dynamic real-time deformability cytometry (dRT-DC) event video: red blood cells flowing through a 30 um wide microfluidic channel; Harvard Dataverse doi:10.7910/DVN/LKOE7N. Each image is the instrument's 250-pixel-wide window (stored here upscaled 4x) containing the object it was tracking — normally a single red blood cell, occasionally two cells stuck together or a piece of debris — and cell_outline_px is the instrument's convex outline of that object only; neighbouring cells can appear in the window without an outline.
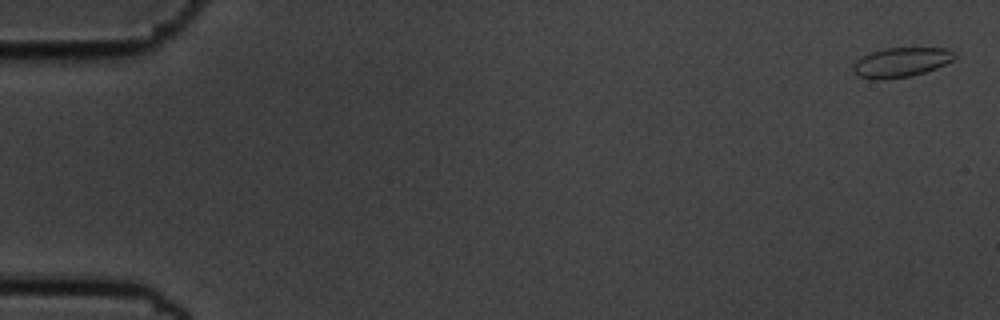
{"species": "common noctule bat (a hibernating species)", "species_latin": "Nyctalus noctula", "temperature_condition": "cold", "stored_images_in_passage": 57, "camera_frame_rate_fps": 3000, "um_per_image_px": 0.085, "animal": {"sex": "male", "body_mass_g": 19.5, "forearm_length_mm": 54.6}, "frame": {"image": 1, "passage_image": 2, "time_ms": 0.333, "image_size_px": [1000, 320], "cell_outline_px": [[956, 56], [952, 60], [936, 68], [912, 76], [884, 80], [872, 80], [860, 76], [852, 68], [852, 64], [856, 60], [872, 52], [888, 48], [948, 48], [956, 52]], "centroid_in_image_um": [76.6, 5.3], "position_along_channel_um": 8.4, "area_um2": 17.46}}
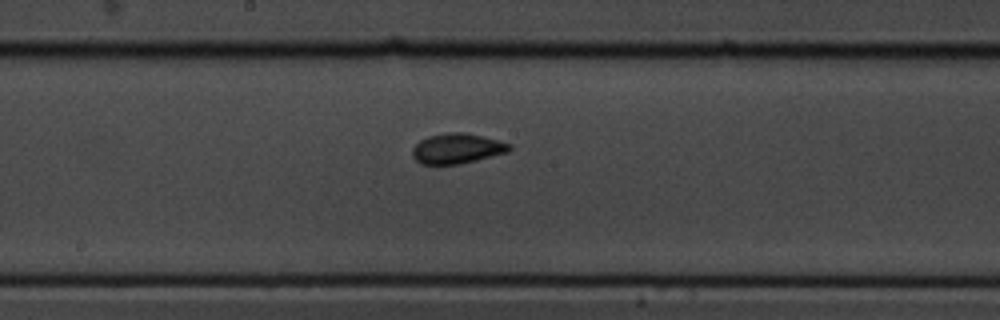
{"frame": {"image": 2, "passage_image": 31, "time_ms": 10.0, "image_size_px": [1000, 320], "cell_outline_px": [[512, 148], [508, 152], [476, 160], [456, 164], [420, 164], [412, 156], [412, 148], [420, 140], [428, 136], [444, 132], [464, 132], [512, 144]], "centroid_in_image_um": [38.82, 12.62], "position_along_channel_um": 209.4, "area_um2": 16.99}}
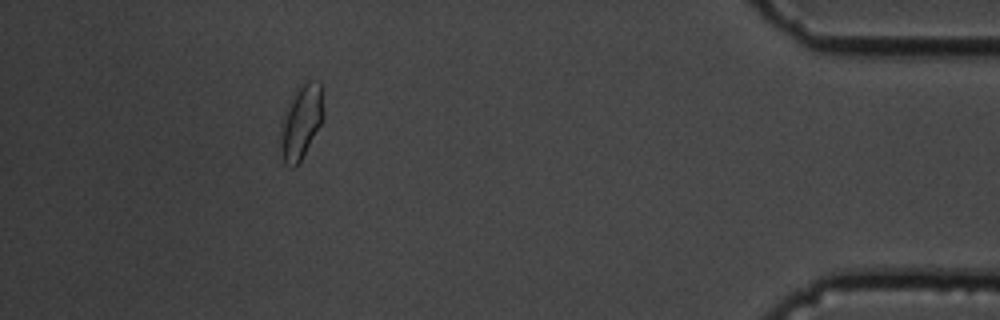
{"frame": {"image": 3, "passage_image": 52, "time_ms": 17.0, "image_size_px": [1000, 320], "cell_outline_px": [[324, 116], [320, 124], [300, 160], [292, 168], [284, 164], [280, 152], [280, 132], [284, 112], [288, 100], [296, 88], [300, 84], [308, 80], [320, 84], [324, 112]], "centroid_in_image_um": [25.55, 10.33], "position_along_channel_um": 409.6, "area_um2": 18.44}, "authors_computed_cell_mechanics": {"area_um2": 16.9932, "velocity_mm_per_s": 3.588, "shape_relaxation_time_tau1_ms": null, "shape_relaxation_time_tau2_ms": 1.1064, "deformation_change_tau1": null, "deformation_change_tau2": 0.059}}